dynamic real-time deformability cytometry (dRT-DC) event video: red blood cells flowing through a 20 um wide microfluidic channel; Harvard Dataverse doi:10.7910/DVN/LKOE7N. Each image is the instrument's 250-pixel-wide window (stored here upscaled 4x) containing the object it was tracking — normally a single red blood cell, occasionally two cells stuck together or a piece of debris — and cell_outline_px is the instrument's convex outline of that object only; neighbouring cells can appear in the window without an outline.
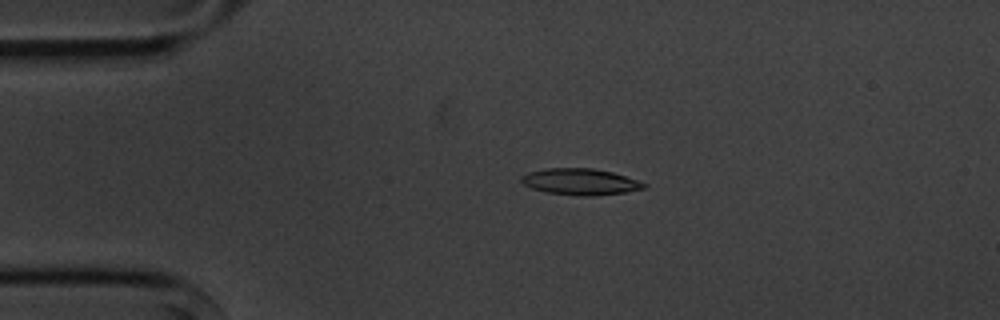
{"species": "common noctule bat (a hibernating species)", "species_latin": "Nyctalus noctula", "temperature_condition": "cold", "stored_images_in_passage": 4, "camera_frame_rate_fps": 3000, "um_per_image_px": 0.085, "animal": {"sex": "male", "body_mass_g": 20.1, "forearm_length_mm": 53.5}, "frame": {"image": 1, "passage_image": 3, "time_ms": 2.333, "image_size_px": [1000, 320], "cell_outline_px": [[648, 184], [644, 188], [624, 192], [596, 196], [576, 196], [544, 192], [532, 188], [524, 184], [520, 180], [520, 176], [528, 172], [548, 168], [592, 168], [612, 172]], "centroid_in_image_um": [49.28, 15.45], "position_along_channel_um": 35.7, "area_um2": 18.84}}